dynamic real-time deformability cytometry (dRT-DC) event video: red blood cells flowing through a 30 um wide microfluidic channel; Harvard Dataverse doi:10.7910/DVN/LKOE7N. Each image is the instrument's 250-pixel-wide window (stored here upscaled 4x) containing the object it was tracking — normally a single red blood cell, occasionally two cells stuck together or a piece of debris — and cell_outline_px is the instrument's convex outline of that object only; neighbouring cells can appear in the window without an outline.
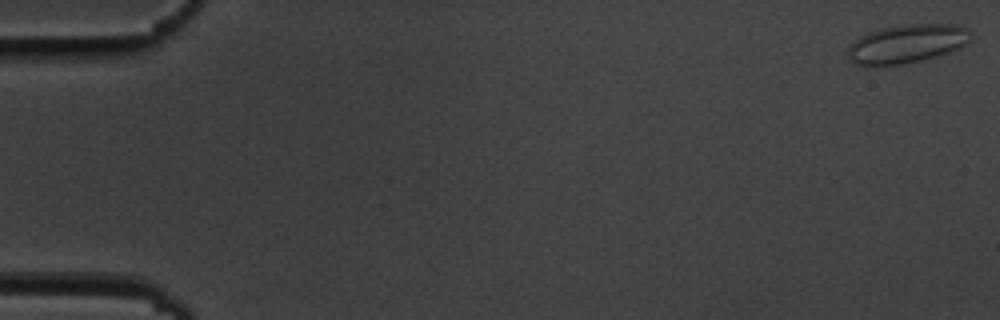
{"species": "common noctule bat (a hibernating species)", "species_latin": "Nyctalus noctula", "temperature_condition": "cold", "stored_images_in_passage": 56, "camera_frame_rate_fps": 3000, "um_per_image_px": 0.085, "animal": {"sex": "male", "body_mass_g": 19.5, "forearm_length_mm": 54.6}, "frame": {"image": 1, "passage_image": 1, "time_ms": 0.0, "image_size_px": [1000, 320], "cell_outline_px": [[972, 32], [968, 44], [960, 48], [936, 56], [904, 64], [864, 68], [856, 64], [848, 56], [848, 48], [860, 36], [868, 32], [880, 28], [904, 24], [960, 24], [968, 28]], "centroid_in_image_um": [77.1, 3.73], "position_along_channel_um": 7.9, "area_um2": 28.21}}
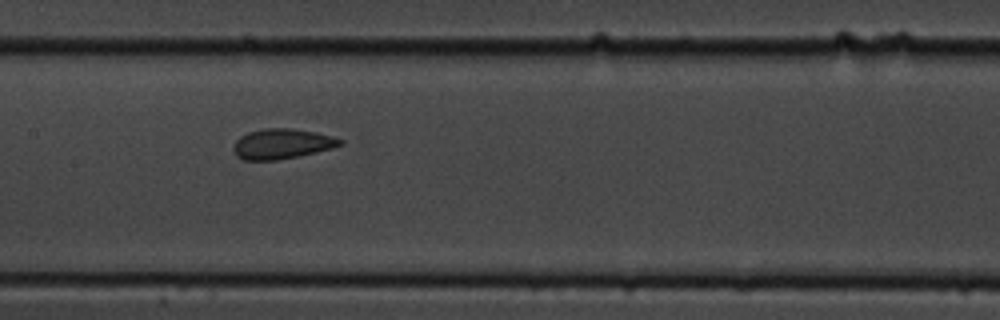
{"frame": {"image": 2, "passage_image": 28, "time_ms": 9.0, "image_size_px": [1000, 320], "cell_outline_px": [[344, 144], [332, 148], [300, 156], [276, 160], [244, 160], [236, 156], [232, 148], [236, 140], [240, 136], [248, 132], [264, 128], [292, 128], [316, 132], [332, 136], [344, 140]], "centroid_in_image_um": [23.97, 12.22], "position_along_channel_um": 183.4, "area_um2": 18.9}}
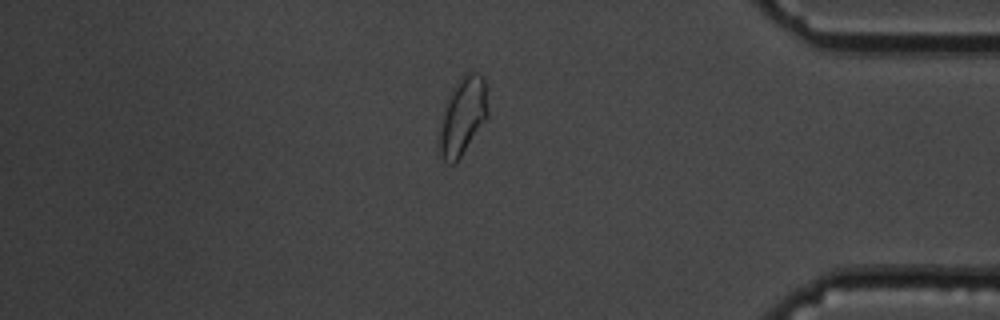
{"frame": {"image": 3, "passage_image": 48, "time_ms": 15.667, "image_size_px": [1000, 320], "cell_outline_px": [[488, 116], [460, 156], [452, 164], [448, 164], [440, 156], [436, 144], [448, 96], [456, 80], [464, 72], [476, 72], [484, 76], [488, 112]], "centroid_in_image_um": [39.3, 9.84], "position_along_channel_um": 395.9, "area_um2": 21.96}, "authors_computed_cell_mechanics": {"area_um2": 19.1318, "velocity_mm_per_s": 3.5933, "shape_relaxation_time_tau1_ms": 6.521, "shape_relaxation_time_tau2_ms": 0.7236, "deformation_change_tau1": 0.089, "deformation_change_tau2": 0.055}}